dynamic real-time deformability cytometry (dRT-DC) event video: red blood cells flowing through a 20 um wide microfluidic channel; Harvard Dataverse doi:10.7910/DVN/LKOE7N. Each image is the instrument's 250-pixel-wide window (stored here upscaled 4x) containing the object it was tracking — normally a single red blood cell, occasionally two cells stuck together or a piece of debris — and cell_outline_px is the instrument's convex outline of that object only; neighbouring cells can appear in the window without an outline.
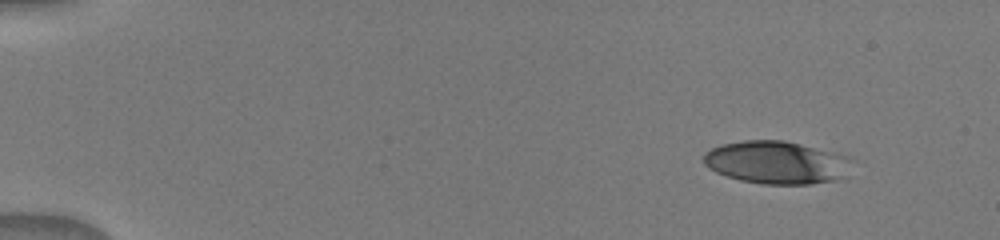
{"species": "human", "species_latin": "Homo sapiens", "temperature_condition": "warm", "stored_images_in_passage": 8, "camera_frame_rate_fps": 3000, "um_per_image_px": 0.085, "donor": {"sex": "male"}, "frame": {"image": 1, "passage_image": 2, "time_ms": 0.667, "image_size_px": [1000, 240], "cell_outline_px": [[856, 160], [848, 176], [836, 180], [812, 184], [760, 184], [740, 180], [716, 172], [708, 168], [704, 164], [704, 152], [720, 144], [744, 140], [784, 140], [852, 156]], "centroid_in_image_um": [66.1, 13.81], "position_along_channel_um": 18.9, "area_um2": 37.8}}
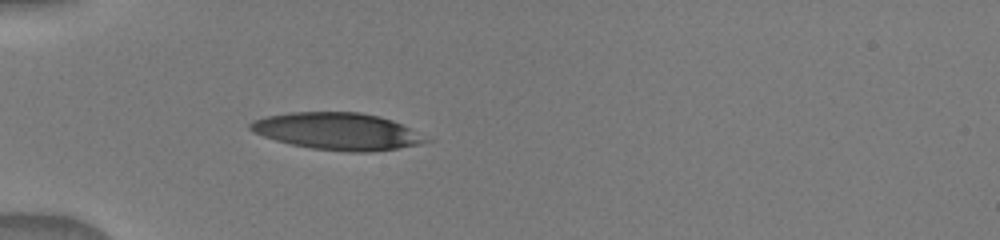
{"frame": {"image": 2, "passage_image": 5, "time_ms": 4.333, "image_size_px": [1000, 240], "cell_outline_px": [[432, 140], [420, 144], [372, 152], [348, 152], [312, 148], [292, 144], [276, 140], [252, 132], [248, 128], [248, 124], [252, 120], [264, 116], [288, 112], [360, 112], [380, 116], [392, 120]], "centroid_in_image_um": [28.63, 11.15], "position_along_channel_um": 56.4, "area_um2": 37.8}}
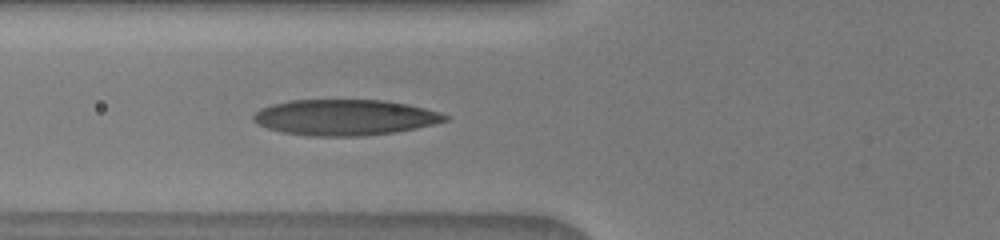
{"frame": {"image": 3, "passage_image": 8, "time_ms": 5.667, "image_size_px": [1000, 240], "cell_outline_px": [[448, 120], [416, 128], [396, 132], [364, 136], [320, 136], [284, 132], [268, 128], [252, 120], [252, 116], [260, 108], [272, 104], [288, 100], [384, 100], [408, 104], [440, 112], [448, 116]], "centroid_in_image_um": [29.32, 9.97], "position_along_channel_um": 96.5, "area_um2": 39.82}}